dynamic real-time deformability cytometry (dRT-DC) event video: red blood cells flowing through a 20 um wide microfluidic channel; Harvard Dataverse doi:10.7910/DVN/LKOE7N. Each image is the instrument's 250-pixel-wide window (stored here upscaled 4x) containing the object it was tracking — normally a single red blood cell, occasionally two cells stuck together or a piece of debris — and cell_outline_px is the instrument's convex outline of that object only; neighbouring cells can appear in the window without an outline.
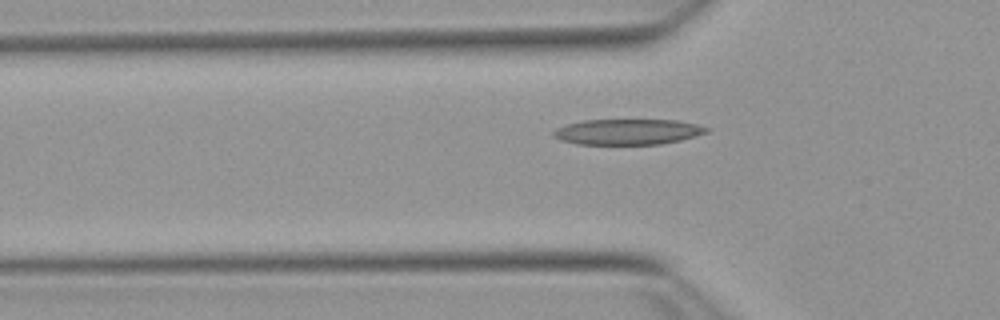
{"species": "Egyptian fruit bat (a non-hibernating species)", "species_latin": "Rousettus aegyptiacus", "temperature_condition": "warm", "stored_images_in_passage": 46, "camera_frame_rate_fps": 3000, "um_per_image_px": 0.085, "animal": {"sex": "female"}, "frame": {"image": 1, "passage_image": 13, "time_ms": 4.0, "image_size_px": [1000, 320], "cell_outline_px": [[712, 128], [708, 132], [696, 136], [680, 140], [660, 144], [576, 144], [560, 140], [552, 136], [552, 132], [556, 128], [568, 124], [584, 120], [676, 120], [696, 124]], "centroid_in_image_um": [53.36, 11.2], "position_along_channel_um": 72.4, "area_um2": 22.89}}
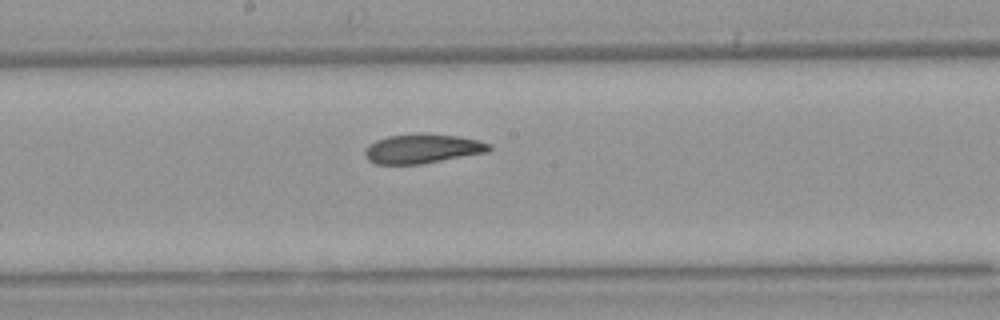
{"frame": {"image": 2, "passage_image": 24, "time_ms": 7.667, "image_size_px": [1000, 320], "cell_outline_px": [[492, 148], [488, 152], [420, 164], [376, 164], [368, 160], [364, 156], [364, 148], [368, 144], [376, 140], [388, 136], [424, 132], [456, 136], [480, 140], [492, 144]], "centroid_in_image_um": [35.9, 12.62], "position_along_channel_um": 212.3, "area_um2": 21.56}}
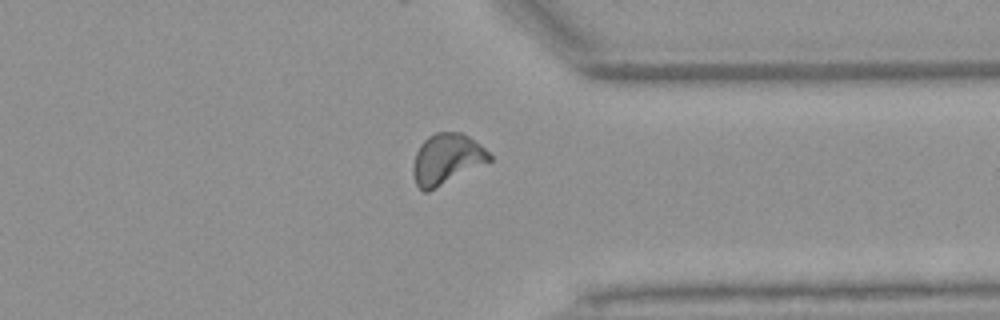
{"frame": {"image": 3, "passage_image": 37, "time_ms": 12.0, "image_size_px": [1000, 320], "cell_outline_px": [[492, 160], [428, 192], [424, 192], [416, 184], [412, 172], [412, 168], [416, 152], [420, 144], [428, 136], [436, 132], [460, 132], [468, 136], [480, 144], [492, 156]], "centroid_in_image_um": [37.95, 13.52], "position_along_channel_um": 373.5, "area_um2": 22.43}, "authors_computed_cell_mechanics": {"area_um2": 22.0218, "velocity_mm_per_s": 3.8209, "shape_relaxation_time_tau1_ms": 5.8748, "shape_relaxation_time_tau2_ms": 3.0721, "deformation_change_tau1": 0.1976, "deformation_change_tau2": 0.0994}}